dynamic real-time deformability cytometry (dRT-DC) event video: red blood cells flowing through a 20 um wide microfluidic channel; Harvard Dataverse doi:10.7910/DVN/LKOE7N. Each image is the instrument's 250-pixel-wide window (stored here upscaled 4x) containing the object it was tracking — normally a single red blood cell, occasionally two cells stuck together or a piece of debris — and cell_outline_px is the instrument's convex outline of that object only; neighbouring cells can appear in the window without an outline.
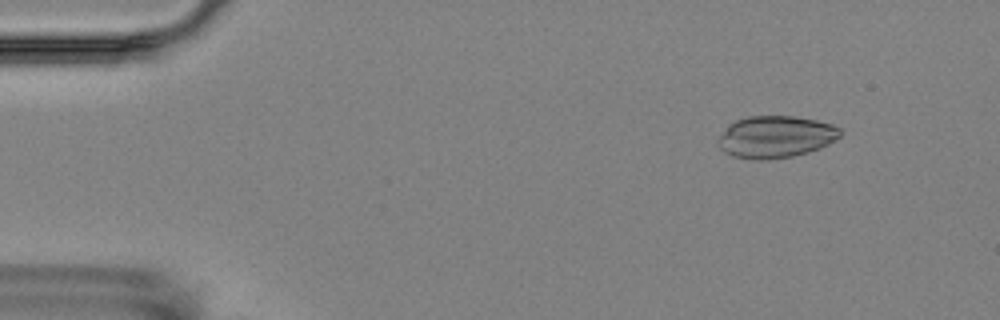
{"species": "Egyptian fruit bat (a non-hibernating species)", "species_latin": "Rousettus aegyptiacus", "temperature_condition": "room temperature", "stored_images_in_passage": 4, "camera_frame_rate_fps": 3000, "um_per_image_px": 0.085, "animal": {"sex": "female"}, "frame": {"image": 1, "passage_image": 2, "time_ms": 1.0, "image_size_px": [1000, 320], "cell_outline_px": [[840, 136], [828, 144], [820, 148], [808, 152], [792, 156], [768, 160], [752, 160], [732, 156], [724, 152], [716, 144], [716, 140], [728, 124], [736, 120], [748, 116], [792, 116], [816, 120], [832, 124], [840, 128]], "centroid_in_image_um": [65.88, 11.64], "position_along_channel_um": 19.1, "area_um2": 30.11}}